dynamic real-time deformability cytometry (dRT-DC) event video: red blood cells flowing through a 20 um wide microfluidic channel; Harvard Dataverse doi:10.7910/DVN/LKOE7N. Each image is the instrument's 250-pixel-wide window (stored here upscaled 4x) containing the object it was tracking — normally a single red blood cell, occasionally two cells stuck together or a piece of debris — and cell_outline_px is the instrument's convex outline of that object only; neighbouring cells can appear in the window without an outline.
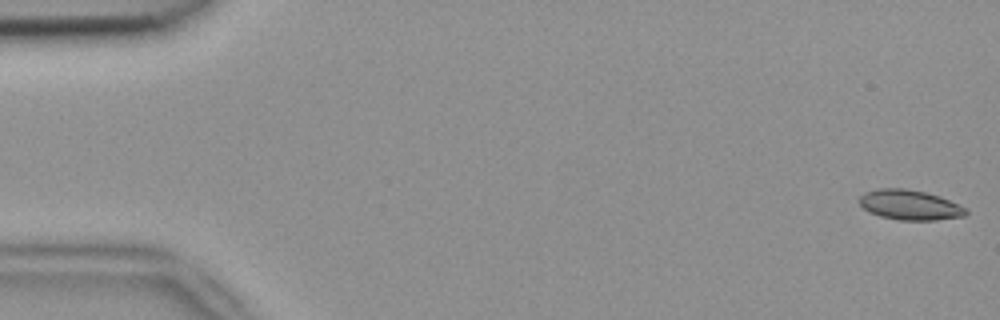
{"species": "common noctule bat (a hibernating species)", "species_latin": "Nyctalus noctula", "temperature_condition": "room temperature", "stored_images_in_passage": 5, "camera_frame_rate_fps": 3000, "um_per_image_px": 0.085, "animal": {"sex": "female", "body_mass_g": 18.4}, "frame": {"image": 1, "passage_image": 1, "time_ms": 0.0, "image_size_px": [1000, 320], "cell_outline_px": [[968, 212], [964, 216], [936, 220], [900, 220], [880, 216], [868, 212], [860, 204], [860, 196], [864, 192], [876, 188], [904, 188], [924, 192], [940, 196], [968, 208]], "centroid_in_image_um": [77.34, 17.41], "position_along_channel_um": 7.7, "area_um2": 18.73}}